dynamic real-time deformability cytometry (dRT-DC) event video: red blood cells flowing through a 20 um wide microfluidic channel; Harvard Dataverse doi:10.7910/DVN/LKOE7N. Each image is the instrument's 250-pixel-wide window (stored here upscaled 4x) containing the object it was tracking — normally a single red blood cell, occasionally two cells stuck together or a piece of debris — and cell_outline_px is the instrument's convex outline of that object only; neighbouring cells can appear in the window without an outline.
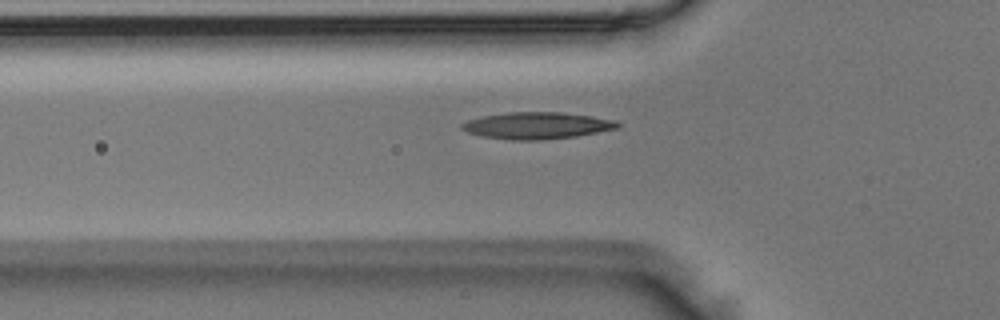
{"species": "Egyptian fruit bat (a non-hibernating species)", "species_latin": "Rousettus aegyptiacus", "temperature_condition": "room temperature", "stored_images_in_passage": 36, "camera_frame_rate_fps": 3000, "um_per_image_px": 0.085, "animal": {"sex": "male"}, "frame": {"image": 1, "passage_image": 3, "time_ms": 0.667, "image_size_px": [1000, 320], "cell_outline_px": [[620, 124], [616, 128], [576, 136], [540, 140], [512, 140], [480, 136], [468, 132], [460, 128], [460, 124], [468, 120], [484, 116], [508, 112], [560, 112], [592, 116], [616, 120]], "centroid_in_image_um": [45.61, 10.67], "position_along_channel_um": 80.2, "area_um2": 24.16}}
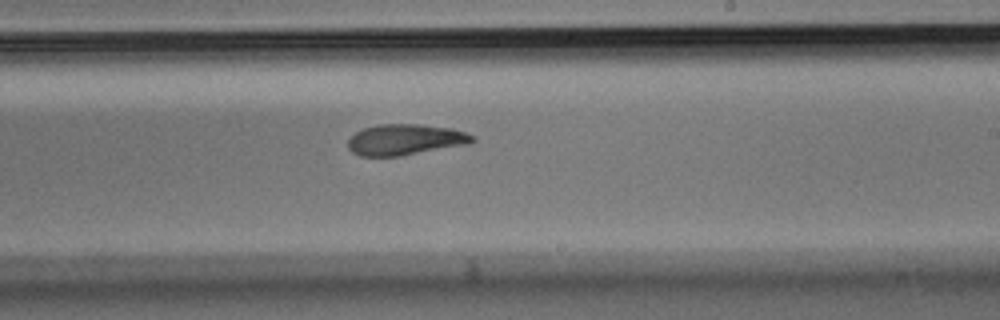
{"frame": {"image": 2, "passage_image": 16, "time_ms": 5.0, "image_size_px": [1000, 320], "cell_outline_px": [[476, 140], [468, 144], [400, 156], [360, 156], [352, 152], [348, 148], [348, 140], [356, 132], [364, 128], [376, 124], [420, 124], [452, 128], [476, 136]], "centroid_in_image_um": [34.45, 11.86], "position_along_channel_um": 254.5, "area_um2": 22.48}}
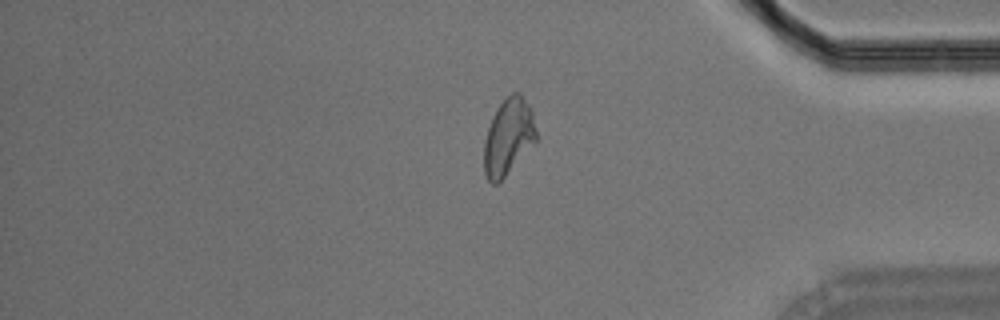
{"frame": {"image": 3, "passage_image": 28, "time_ms": 9.0, "image_size_px": [1000, 320], "cell_outline_px": [[536, 144], [496, 184], [492, 184], [488, 180], [484, 172], [484, 140], [492, 116], [500, 104], [512, 92], [520, 92], [532, 108], [536, 132]], "centroid_in_image_um": [43.23, 11.62], "position_along_channel_um": 392.0, "area_um2": 23.35}}